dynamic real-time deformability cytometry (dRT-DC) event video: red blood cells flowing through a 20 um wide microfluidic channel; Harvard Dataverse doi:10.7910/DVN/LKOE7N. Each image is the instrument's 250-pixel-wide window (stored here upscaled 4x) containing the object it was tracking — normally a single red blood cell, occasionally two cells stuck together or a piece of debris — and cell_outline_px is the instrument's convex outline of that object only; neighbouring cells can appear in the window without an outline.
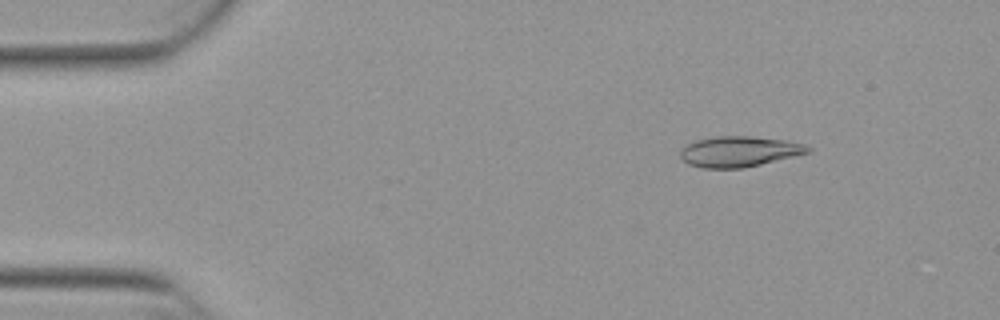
{"species": "Egyptian fruit bat (a non-hibernating species)", "species_latin": "Rousettus aegyptiacus", "temperature_condition": "warm", "stored_images_in_passage": 49, "camera_frame_rate_fps": 3000, "um_per_image_px": 0.085, "animal": {"sex": "female"}, "frame": {"image": 1, "passage_image": 4, "time_ms": 1.0, "image_size_px": [1000, 320], "cell_outline_px": [[812, 152], [744, 168], [704, 168], [688, 164], [680, 156], [680, 148], [696, 140], [716, 136], [752, 136], [788, 140], [804, 144], [812, 148]], "centroid_in_image_um": [62.86, 12.87], "position_along_channel_um": 22.1, "area_um2": 22.89}}
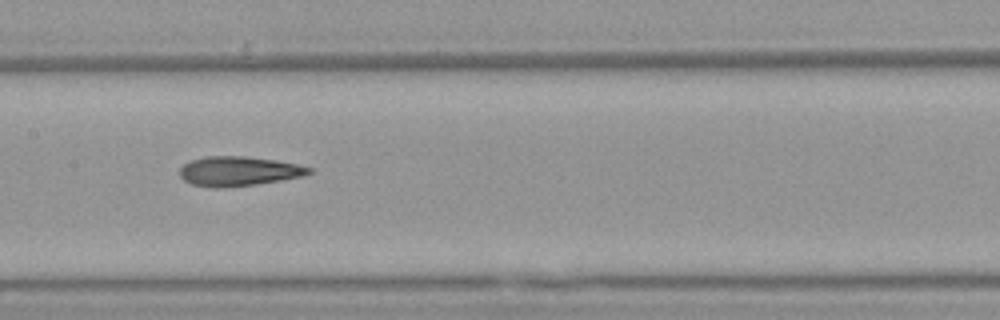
{"frame": {"image": 2, "passage_image": 23, "time_ms": 7.333, "image_size_px": [1000, 320], "cell_outline_px": [[312, 172], [304, 176], [256, 184], [224, 188], [212, 188], [192, 184], [184, 180], [180, 176], [180, 168], [184, 164], [192, 160], [204, 156], [244, 156], [276, 160], [296, 164], [312, 168]], "centroid_in_image_um": [20.27, 14.55], "position_along_channel_um": 187.1, "area_um2": 22.25}}
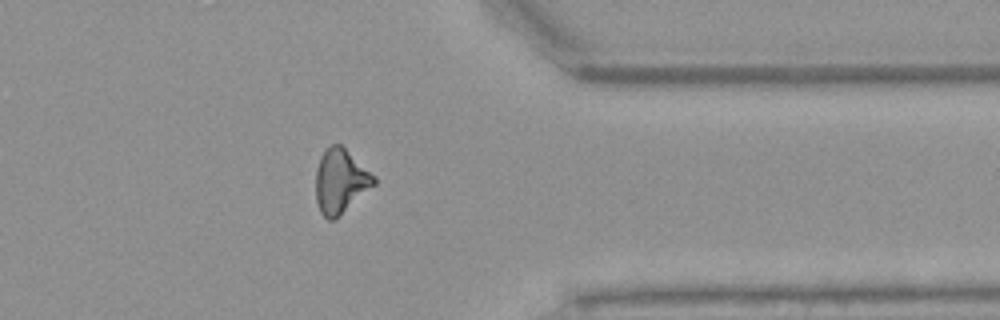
{"frame": {"image": 3, "passage_image": 39, "time_ms": 12.667, "image_size_px": [1000, 320], "cell_outline_px": [[376, 184], [332, 220], [328, 220], [320, 212], [316, 200], [316, 168], [320, 156], [324, 148], [332, 144], [340, 144], [376, 176]], "centroid_in_image_um": [28.92, 15.36], "position_along_channel_um": 382.5, "area_um2": 21.56}, "authors_computed_cell_mechanics": {"area_um2": 21.964, "velocity_mm_per_s": 3.8764, "shape_relaxation_time_tau1_ms": null, "shape_relaxation_time_tau2_ms": 5.9873, "deformation_change_tau1": null, "deformation_change_tau2": 0.1754}}